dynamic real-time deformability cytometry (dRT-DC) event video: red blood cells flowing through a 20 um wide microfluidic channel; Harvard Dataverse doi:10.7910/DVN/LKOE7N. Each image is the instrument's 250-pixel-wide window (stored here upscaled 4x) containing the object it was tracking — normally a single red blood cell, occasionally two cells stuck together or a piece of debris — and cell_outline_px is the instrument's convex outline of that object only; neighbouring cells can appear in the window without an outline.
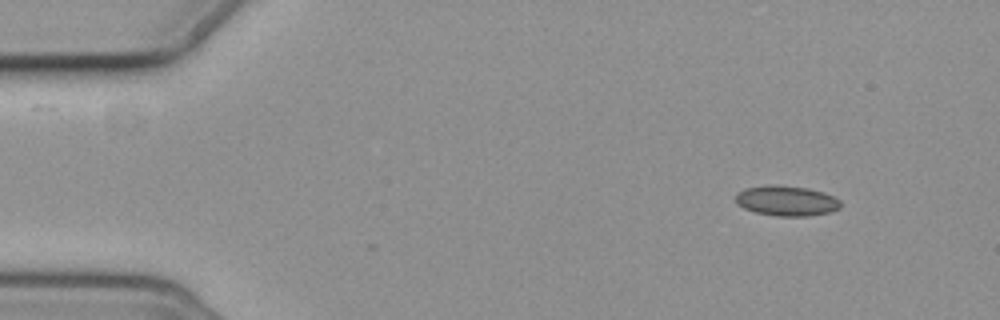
{"species": "common noctule bat (a hibernating species)", "species_latin": "Nyctalus noctula", "temperature_condition": "cold", "stored_images_in_passage": 5, "segment_of_instrument_passage": [1, 2], "camera_frame_rate_fps": 3000, "um_per_image_px": 0.085, "animal": {"sex": "female", "body_mass_g": 19.3, "forearm_length_mm": 54.1}, "frame": {"image": 1, "passage_image": 1, "time_ms": 0.0, "image_size_px": [1000, 320], "cell_outline_px": [[840, 208], [828, 212], [808, 216], [776, 216], [756, 212], [744, 208], [736, 204], [736, 192], [744, 188], [768, 184], [776, 184], [808, 188], [824, 192], [840, 200]], "centroid_in_image_um": [66.82, 17.05], "position_along_channel_um": 18.2, "area_um2": 18.61}}
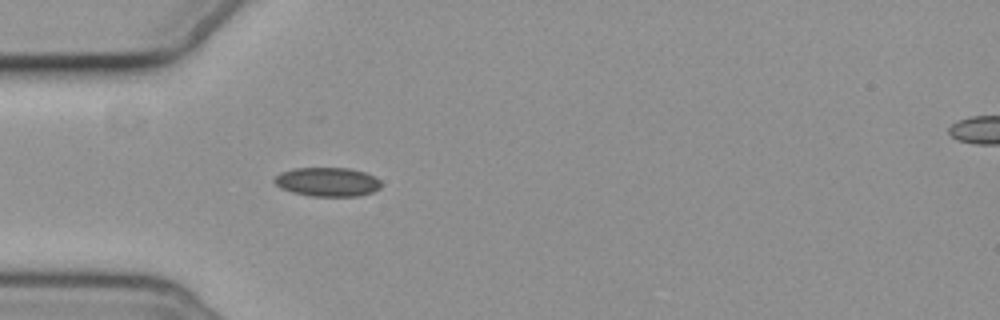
{"frame": {"image": 2, "passage_image": 4, "time_ms": 3.667, "image_size_px": [1000, 320], "cell_outline_px": [[380, 188], [372, 192], [360, 196], [312, 196], [292, 192], [280, 188], [272, 180], [280, 172], [296, 168], [348, 168], [364, 172], [380, 180]], "centroid_in_image_um": [27.81, 15.46], "position_along_channel_um": 57.2, "area_um2": 17.98}}